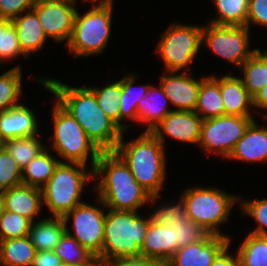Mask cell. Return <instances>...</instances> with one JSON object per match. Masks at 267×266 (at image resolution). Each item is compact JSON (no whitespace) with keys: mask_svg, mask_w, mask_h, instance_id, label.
Listing matches in <instances>:
<instances>
[{"mask_svg":"<svg viewBox=\"0 0 267 266\" xmlns=\"http://www.w3.org/2000/svg\"><path fill=\"white\" fill-rule=\"evenodd\" d=\"M86 165L76 162L61 161L56 166L49 181L41 188L43 204L52 217H64L77 205L84 185L93 180V169L86 171Z\"/></svg>","mask_w":267,"mask_h":266,"instance_id":"5b68a950","label":"cell"},{"mask_svg":"<svg viewBox=\"0 0 267 266\" xmlns=\"http://www.w3.org/2000/svg\"><path fill=\"white\" fill-rule=\"evenodd\" d=\"M38 0H0V19L12 20L23 13L32 10Z\"/></svg>","mask_w":267,"mask_h":266,"instance_id":"60d3db41","label":"cell"},{"mask_svg":"<svg viewBox=\"0 0 267 266\" xmlns=\"http://www.w3.org/2000/svg\"><path fill=\"white\" fill-rule=\"evenodd\" d=\"M25 13L12 19L11 22L17 31L21 50L29 57L31 53L43 47L47 36L43 31L36 12L32 9Z\"/></svg>","mask_w":267,"mask_h":266,"instance_id":"603a6c76","label":"cell"},{"mask_svg":"<svg viewBox=\"0 0 267 266\" xmlns=\"http://www.w3.org/2000/svg\"><path fill=\"white\" fill-rule=\"evenodd\" d=\"M63 264L75 266H98L96 257L67 232L53 250Z\"/></svg>","mask_w":267,"mask_h":266,"instance_id":"f546056e","label":"cell"},{"mask_svg":"<svg viewBox=\"0 0 267 266\" xmlns=\"http://www.w3.org/2000/svg\"><path fill=\"white\" fill-rule=\"evenodd\" d=\"M47 1L76 3L78 0H47Z\"/></svg>","mask_w":267,"mask_h":266,"instance_id":"681fc988","label":"cell"},{"mask_svg":"<svg viewBox=\"0 0 267 266\" xmlns=\"http://www.w3.org/2000/svg\"><path fill=\"white\" fill-rule=\"evenodd\" d=\"M123 135L124 132L114 152L151 196L159 195L166 177L167 160L163 144L149 131L126 143Z\"/></svg>","mask_w":267,"mask_h":266,"instance_id":"3957f363","label":"cell"},{"mask_svg":"<svg viewBox=\"0 0 267 266\" xmlns=\"http://www.w3.org/2000/svg\"><path fill=\"white\" fill-rule=\"evenodd\" d=\"M137 76L134 74H127L121 79V96H120V129L124 132L126 129H128L126 123L124 124L121 122V120H124L126 122V119L135 120L138 119L137 114V105L139 103L140 98H143L146 96L147 91L149 89L150 85H142L139 86L140 88H136L134 86V82L136 80ZM141 89V91H140ZM137 90V92H136Z\"/></svg>","mask_w":267,"mask_h":266,"instance_id":"83f0119b","label":"cell"},{"mask_svg":"<svg viewBox=\"0 0 267 266\" xmlns=\"http://www.w3.org/2000/svg\"><path fill=\"white\" fill-rule=\"evenodd\" d=\"M59 162L61 160H57L45 148L22 169V184L41 189L49 181Z\"/></svg>","mask_w":267,"mask_h":266,"instance_id":"f1b7e54d","label":"cell"},{"mask_svg":"<svg viewBox=\"0 0 267 266\" xmlns=\"http://www.w3.org/2000/svg\"><path fill=\"white\" fill-rule=\"evenodd\" d=\"M205 26L202 25V44H206L209 50L239 68L258 50V48L248 49L250 30L247 26L212 23Z\"/></svg>","mask_w":267,"mask_h":266,"instance_id":"8fae6325","label":"cell"},{"mask_svg":"<svg viewBox=\"0 0 267 266\" xmlns=\"http://www.w3.org/2000/svg\"><path fill=\"white\" fill-rule=\"evenodd\" d=\"M258 51L267 59V50L261 52V50L258 49Z\"/></svg>","mask_w":267,"mask_h":266,"instance_id":"f907efd6","label":"cell"},{"mask_svg":"<svg viewBox=\"0 0 267 266\" xmlns=\"http://www.w3.org/2000/svg\"><path fill=\"white\" fill-rule=\"evenodd\" d=\"M254 121L252 116L223 115L205 119L201 126L200 147L225 159L230 156L236 143Z\"/></svg>","mask_w":267,"mask_h":266,"instance_id":"30bf717a","label":"cell"},{"mask_svg":"<svg viewBox=\"0 0 267 266\" xmlns=\"http://www.w3.org/2000/svg\"><path fill=\"white\" fill-rule=\"evenodd\" d=\"M89 1L91 2V3H95L96 1L97 2H101V3H113L114 1L113 0H83V2H88L89 3Z\"/></svg>","mask_w":267,"mask_h":266,"instance_id":"7dc6e473","label":"cell"},{"mask_svg":"<svg viewBox=\"0 0 267 266\" xmlns=\"http://www.w3.org/2000/svg\"><path fill=\"white\" fill-rule=\"evenodd\" d=\"M168 73L162 74L160 85L169 103L177 108L175 111H195L201 82L205 77L196 80L191 77L193 75L191 71L187 74V70L182 73Z\"/></svg>","mask_w":267,"mask_h":266,"instance_id":"e0dca14e","label":"cell"},{"mask_svg":"<svg viewBox=\"0 0 267 266\" xmlns=\"http://www.w3.org/2000/svg\"><path fill=\"white\" fill-rule=\"evenodd\" d=\"M38 81L56 96L57 102L73 116L101 152L115 150L123 131L99 107L89 87H72L52 78Z\"/></svg>","mask_w":267,"mask_h":266,"instance_id":"6da1fadb","label":"cell"},{"mask_svg":"<svg viewBox=\"0 0 267 266\" xmlns=\"http://www.w3.org/2000/svg\"><path fill=\"white\" fill-rule=\"evenodd\" d=\"M173 243L172 229L151 221L141 247V256L158 260L164 265L174 254Z\"/></svg>","mask_w":267,"mask_h":266,"instance_id":"7402d4cb","label":"cell"},{"mask_svg":"<svg viewBox=\"0 0 267 266\" xmlns=\"http://www.w3.org/2000/svg\"><path fill=\"white\" fill-rule=\"evenodd\" d=\"M32 221L11 211L0 214V240L22 238L29 235Z\"/></svg>","mask_w":267,"mask_h":266,"instance_id":"74e56055","label":"cell"},{"mask_svg":"<svg viewBox=\"0 0 267 266\" xmlns=\"http://www.w3.org/2000/svg\"><path fill=\"white\" fill-rule=\"evenodd\" d=\"M53 112L54 134L51 147L58 156L66 162H76L87 165L91 156V168L94 169L101 151L88 138L87 134L73 116L57 101Z\"/></svg>","mask_w":267,"mask_h":266,"instance_id":"ba28073f","label":"cell"},{"mask_svg":"<svg viewBox=\"0 0 267 266\" xmlns=\"http://www.w3.org/2000/svg\"><path fill=\"white\" fill-rule=\"evenodd\" d=\"M89 88L94 92L99 107L120 128L121 79L101 88Z\"/></svg>","mask_w":267,"mask_h":266,"instance_id":"d590c367","label":"cell"},{"mask_svg":"<svg viewBox=\"0 0 267 266\" xmlns=\"http://www.w3.org/2000/svg\"><path fill=\"white\" fill-rule=\"evenodd\" d=\"M4 210L11 211L34 221L43 205L42 190L37 187L20 184L2 192Z\"/></svg>","mask_w":267,"mask_h":266,"instance_id":"d6986e66","label":"cell"},{"mask_svg":"<svg viewBox=\"0 0 267 266\" xmlns=\"http://www.w3.org/2000/svg\"><path fill=\"white\" fill-rule=\"evenodd\" d=\"M168 102L169 99L161 85L158 88L153 85L149 86L146 96L140 98L137 105V121L146 124L145 131L150 132L169 112L173 111L168 110Z\"/></svg>","mask_w":267,"mask_h":266,"instance_id":"cb8c5ba5","label":"cell"},{"mask_svg":"<svg viewBox=\"0 0 267 266\" xmlns=\"http://www.w3.org/2000/svg\"><path fill=\"white\" fill-rule=\"evenodd\" d=\"M266 27L267 29V0H249L246 25Z\"/></svg>","mask_w":267,"mask_h":266,"instance_id":"b9f144b4","label":"cell"},{"mask_svg":"<svg viewBox=\"0 0 267 266\" xmlns=\"http://www.w3.org/2000/svg\"><path fill=\"white\" fill-rule=\"evenodd\" d=\"M181 197L190 220L202 225L210 234L224 235L219 226L227 222L232 207L239 197L211 187H191L186 189Z\"/></svg>","mask_w":267,"mask_h":266,"instance_id":"52a82bcc","label":"cell"},{"mask_svg":"<svg viewBox=\"0 0 267 266\" xmlns=\"http://www.w3.org/2000/svg\"><path fill=\"white\" fill-rule=\"evenodd\" d=\"M219 87L225 107V115L251 116L253 97L244 87L240 77L225 75L219 78Z\"/></svg>","mask_w":267,"mask_h":266,"instance_id":"44dd1931","label":"cell"},{"mask_svg":"<svg viewBox=\"0 0 267 266\" xmlns=\"http://www.w3.org/2000/svg\"><path fill=\"white\" fill-rule=\"evenodd\" d=\"M83 202L73 208L64 217L66 232L78 243L92 253L97 260H102L104 243L105 212L103 208ZM73 218V233L69 230L68 221Z\"/></svg>","mask_w":267,"mask_h":266,"instance_id":"7c38bea8","label":"cell"},{"mask_svg":"<svg viewBox=\"0 0 267 266\" xmlns=\"http://www.w3.org/2000/svg\"><path fill=\"white\" fill-rule=\"evenodd\" d=\"M75 3L55 2L38 0L33 7L38 20L42 25L47 37L53 38L55 42L66 41L68 43L77 9Z\"/></svg>","mask_w":267,"mask_h":266,"instance_id":"5bb4252c","label":"cell"},{"mask_svg":"<svg viewBox=\"0 0 267 266\" xmlns=\"http://www.w3.org/2000/svg\"><path fill=\"white\" fill-rule=\"evenodd\" d=\"M22 184V169L7 150L0 149V191Z\"/></svg>","mask_w":267,"mask_h":266,"instance_id":"f35d334b","label":"cell"},{"mask_svg":"<svg viewBox=\"0 0 267 266\" xmlns=\"http://www.w3.org/2000/svg\"><path fill=\"white\" fill-rule=\"evenodd\" d=\"M228 159L243 162H267V127L254 120L236 143Z\"/></svg>","mask_w":267,"mask_h":266,"instance_id":"ffe728a7","label":"cell"},{"mask_svg":"<svg viewBox=\"0 0 267 266\" xmlns=\"http://www.w3.org/2000/svg\"><path fill=\"white\" fill-rule=\"evenodd\" d=\"M3 147V141L0 139V149Z\"/></svg>","mask_w":267,"mask_h":266,"instance_id":"816d5d0a","label":"cell"},{"mask_svg":"<svg viewBox=\"0 0 267 266\" xmlns=\"http://www.w3.org/2000/svg\"><path fill=\"white\" fill-rule=\"evenodd\" d=\"M253 107L267 110V85L260 89L253 97ZM265 114V119L267 118Z\"/></svg>","mask_w":267,"mask_h":266,"instance_id":"bcb514c9","label":"cell"},{"mask_svg":"<svg viewBox=\"0 0 267 266\" xmlns=\"http://www.w3.org/2000/svg\"><path fill=\"white\" fill-rule=\"evenodd\" d=\"M240 68L243 70L241 79L244 87L254 97L267 85V59L257 50Z\"/></svg>","mask_w":267,"mask_h":266,"instance_id":"4dcf8cb0","label":"cell"},{"mask_svg":"<svg viewBox=\"0 0 267 266\" xmlns=\"http://www.w3.org/2000/svg\"><path fill=\"white\" fill-rule=\"evenodd\" d=\"M65 232L64 219L52 217L32 222L28 236L36 251H53Z\"/></svg>","mask_w":267,"mask_h":266,"instance_id":"d4e9b609","label":"cell"},{"mask_svg":"<svg viewBox=\"0 0 267 266\" xmlns=\"http://www.w3.org/2000/svg\"><path fill=\"white\" fill-rule=\"evenodd\" d=\"M237 255L240 266H267V236L249 232Z\"/></svg>","mask_w":267,"mask_h":266,"instance_id":"d6a6232c","label":"cell"},{"mask_svg":"<svg viewBox=\"0 0 267 266\" xmlns=\"http://www.w3.org/2000/svg\"><path fill=\"white\" fill-rule=\"evenodd\" d=\"M230 240L229 236L210 234L203 241L179 248L164 266H211Z\"/></svg>","mask_w":267,"mask_h":266,"instance_id":"2e32d148","label":"cell"},{"mask_svg":"<svg viewBox=\"0 0 267 266\" xmlns=\"http://www.w3.org/2000/svg\"><path fill=\"white\" fill-rule=\"evenodd\" d=\"M113 3L93 4L92 9L80 14L77 10L71 37L66 44L75 57L100 54L111 35Z\"/></svg>","mask_w":267,"mask_h":266,"instance_id":"8992f818","label":"cell"},{"mask_svg":"<svg viewBox=\"0 0 267 266\" xmlns=\"http://www.w3.org/2000/svg\"><path fill=\"white\" fill-rule=\"evenodd\" d=\"M35 253L29 236L0 240V266H31Z\"/></svg>","mask_w":267,"mask_h":266,"instance_id":"4316f807","label":"cell"},{"mask_svg":"<svg viewBox=\"0 0 267 266\" xmlns=\"http://www.w3.org/2000/svg\"><path fill=\"white\" fill-rule=\"evenodd\" d=\"M62 264L54 251H36L31 266H61Z\"/></svg>","mask_w":267,"mask_h":266,"instance_id":"ee69618b","label":"cell"},{"mask_svg":"<svg viewBox=\"0 0 267 266\" xmlns=\"http://www.w3.org/2000/svg\"><path fill=\"white\" fill-rule=\"evenodd\" d=\"M195 112L203 120L225 115V107L219 87V78L216 75L205 76L202 80Z\"/></svg>","mask_w":267,"mask_h":266,"instance_id":"484cf974","label":"cell"},{"mask_svg":"<svg viewBox=\"0 0 267 266\" xmlns=\"http://www.w3.org/2000/svg\"><path fill=\"white\" fill-rule=\"evenodd\" d=\"M20 66H15L0 75V112L18 106L22 94V73Z\"/></svg>","mask_w":267,"mask_h":266,"instance_id":"e575fe53","label":"cell"},{"mask_svg":"<svg viewBox=\"0 0 267 266\" xmlns=\"http://www.w3.org/2000/svg\"><path fill=\"white\" fill-rule=\"evenodd\" d=\"M203 119L195 111H171L150 132L163 144L164 133L184 143L198 144Z\"/></svg>","mask_w":267,"mask_h":266,"instance_id":"9a60e30c","label":"cell"},{"mask_svg":"<svg viewBox=\"0 0 267 266\" xmlns=\"http://www.w3.org/2000/svg\"><path fill=\"white\" fill-rule=\"evenodd\" d=\"M242 202L240 204H242L243 214L254 218L257 223V228L250 233L267 236V198Z\"/></svg>","mask_w":267,"mask_h":266,"instance_id":"ab89813d","label":"cell"},{"mask_svg":"<svg viewBox=\"0 0 267 266\" xmlns=\"http://www.w3.org/2000/svg\"><path fill=\"white\" fill-rule=\"evenodd\" d=\"M150 223V217L144 219L137 211L108 209L102 260L141 256V247Z\"/></svg>","mask_w":267,"mask_h":266,"instance_id":"277c9868","label":"cell"},{"mask_svg":"<svg viewBox=\"0 0 267 266\" xmlns=\"http://www.w3.org/2000/svg\"><path fill=\"white\" fill-rule=\"evenodd\" d=\"M61 266H75V265L62 264Z\"/></svg>","mask_w":267,"mask_h":266,"instance_id":"f5cc1de1","label":"cell"},{"mask_svg":"<svg viewBox=\"0 0 267 266\" xmlns=\"http://www.w3.org/2000/svg\"><path fill=\"white\" fill-rule=\"evenodd\" d=\"M229 246L230 244L217 255L211 266H240L238 255L234 257L228 253Z\"/></svg>","mask_w":267,"mask_h":266,"instance_id":"f6af8a7d","label":"cell"},{"mask_svg":"<svg viewBox=\"0 0 267 266\" xmlns=\"http://www.w3.org/2000/svg\"><path fill=\"white\" fill-rule=\"evenodd\" d=\"M217 17L210 20L215 25L245 26L249 0H213Z\"/></svg>","mask_w":267,"mask_h":266,"instance_id":"1f68e13d","label":"cell"},{"mask_svg":"<svg viewBox=\"0 0 267 266\" xmlns=\"http://www.w3.org/2000/svg\"><path fill=\"white\" fill-rule=\"evenodd\" d=\"M3 147L21 169L46 148L37 135L7 140L3 142Z\"/></svg>","mask_w":267,"mask_h":266,"instance_id":"836d02e7","label":"cell"},{"mask_svg":"<svg viewBox=\"0 0 267 266\" xmlns=\"http://www.w3.org/2000/svg\"><path fill=\"white\" fill-rule=\"evenodd\" d=\"M3 210H4V199L2 192L0 191V214L3 212Z\"/></svg>","mask_w":267,"mask_h":266,"instance_id":"c3c4849f","label":"cell"},{"mask_svg":"<svg viewBox=\"0 0 267 266\" xmlns=\"http://www.w3.org/2000/svg\"><path fill=\"white\" fill-rule=\"evenodd\" d=\"M38 126L36 115L24 103L0 112V139L3 142L13 138L36 136L39 134Z\"/></svg>","mask_w":267,"mask_h":266,"instance_id":"ac0fdd59","label":"cell"},{"mask_svg":"<svg viewBox=\"0 0 267 266\" xmlns=\"http://www.w3.org/2000/svg\"><path fill=\"white\" fill-rule=\"evenodd\" d=\"M156 208L150 217L152 222L171 228L174 235V253L179 249L195 242L205 240L210 232L202 225L190 220L184 200L180 197L177 204L163 205Z\"/></svg>","mask_w":267,"mask_h":266,"instance_id":"4fadbf2b","label":"cell"},{"mask_svg":"<svg viewBox=\"0 0 267 266\" xmlns=\"http://www.w3.org/2000/svg\"><path fill=\"white\" fill-rule=\"evenodd\" d=\"M97 264L98 266H164L158 260L144 256L97 260Z\"/></svg>","mask_w":267,"mask_h":266,"instance_id":"7bdbcfd3","label":"cell"},{"mask_svg":"<svg viewBox=\"0 0 267 266\" xmlns=\"http://www.w3.org/2000/svg\"><path fill=\"white\" fill-rule=\"evenodd\" d=\"M202 45V26L172 24L163 32L155 52L167 72H179L190 65Z\"/></svg>","mask_w":267,"mask_h":266,"instance_id":"9c48e42d","label":"cell"},{"mask_svg":"<svg viewBox=\"0 0 267 266\" xmlns=\"http://www.w3.org/2000/svg\"><path fill=\"white\" fill-rule=\"evenodd\" d=\"M23 55L28 56L21 50L17 31L11 20L0 19V64L3 61Z\"/></svg>","mask_w":267,"mask_h":266,"instance_id":"8d00e7d4","label":"cell"},{"mask_svg":"<svg viewBox=\"0 0 267 266\" xmlns=\"http://www.w3.org/2000/svg\"><path fill=\"white\" fill-rule=\"evenodd\" d=\"M93 180L102 207L117 211H137L153 203L159 195L151 196L136 180L123 160L114 152H101L93 169ZM101 176V177H100Z\"/></svg>","mask_w":267,"mask_h":266,"instance_id":"7a4b0ae2","label":"cell"}]
</instances>
